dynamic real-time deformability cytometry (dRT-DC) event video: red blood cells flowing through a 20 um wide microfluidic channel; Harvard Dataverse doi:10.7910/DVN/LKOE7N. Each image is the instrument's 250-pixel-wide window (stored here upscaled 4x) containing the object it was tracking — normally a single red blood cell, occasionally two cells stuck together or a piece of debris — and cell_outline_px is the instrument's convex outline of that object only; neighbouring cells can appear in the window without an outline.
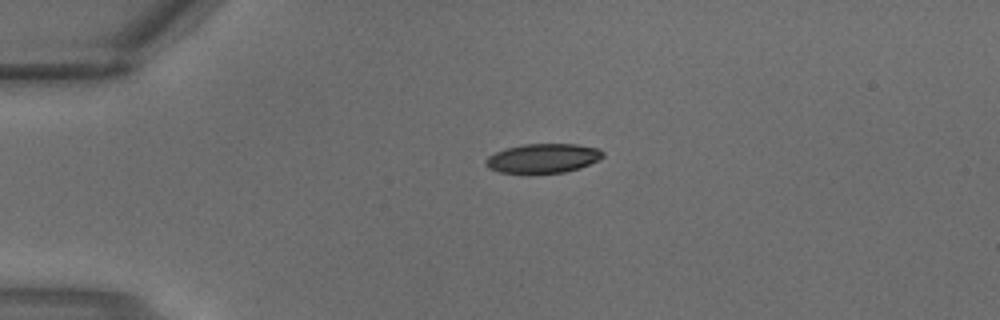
{"species": "common noctule bat (a hibernating species)", "species_latin": "Nyctalus noctula", "temperature_condition": "warm", "stored_images_in_passage": 1, "camera_frame_rate_fps": 3000, "um_per_image_px": 0.085, "animal": {"sex": "male", "body_mass_g": 18.8}, "frame": {"image": 1, "passage_image": 1, "time_ms": 0.0, "image_size_px": [1000, 320], "cell_outline_px": [[604, 156], [600, 160], [580, 168], [564, 172], [500, 172], [488, 168], [484, 164], [484, 160], [488, 156], [496, 152], [508, 148], [524, 144], [576, 144], [600, 148], [604, 152]], "centroid_in_image_um": [46.2, 13.44], "position_along_channel_um": 38.8, "area_um2": 19.88}}